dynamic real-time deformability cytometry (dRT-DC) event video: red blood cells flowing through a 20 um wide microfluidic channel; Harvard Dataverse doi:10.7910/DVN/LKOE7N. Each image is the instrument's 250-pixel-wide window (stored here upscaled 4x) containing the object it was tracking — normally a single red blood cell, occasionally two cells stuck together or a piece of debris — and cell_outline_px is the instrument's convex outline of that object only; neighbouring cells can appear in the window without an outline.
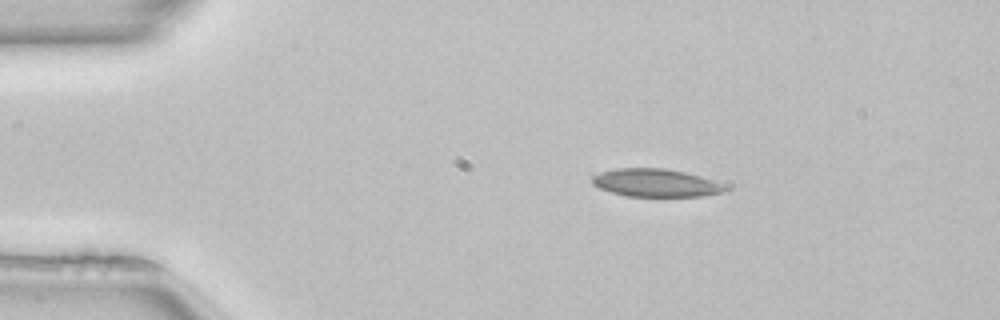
{"species": "common noctule bat (a hibernating species)", "species_latin": "Nyctalus noctula", "temperature_condition": "room temperature", "stored_images_in_passage": 43, "camera_frame_rate_fps": 3000, "um_per_image_px": 0.085, "animal": {"sex": "female", "body_mass_g": 22.7, "forearm_length_mm": 54.2}, "frame": {"image": 1, "passage_image": 1, "time_ms": 0.0, "image_size_px": [1000, 320], "cell_outline_px": [[728, 188], [724, 192], [700, 196], [628, 196], [612, 192], [600, 188], [592, 184], [592, 176], [600, 172], [616, 168], [664, 168], [684, 172], [700, 176], [724, 184]], "centroid_in_image_um": [55.73, 15.54], "position_along_channel_um": 29.3, "area_um2": 21.5}}
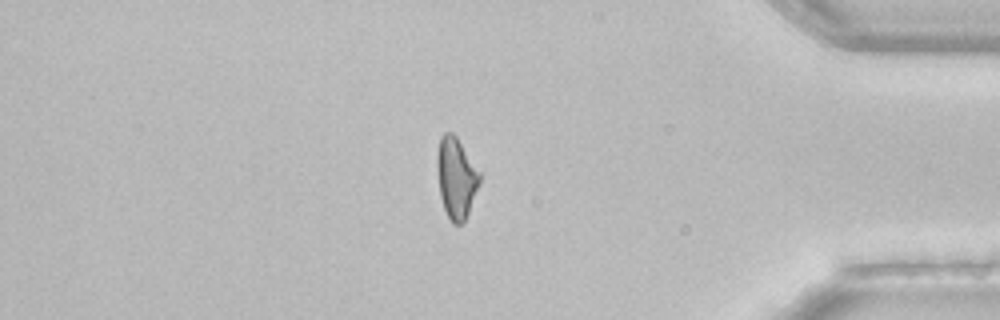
{"frame": {"image": 2, "passage_image": 35, "time_ms": 11.333, "image_size_px": [1000, 320], "cell_outline_px": [[480, 184], [468, 212], [464, 220], [460, 224], [452, 224], [444, 208], [440, 196], [436, 168], [436, 152], [440, 136], [444, 132], [452, 132], [456, 136], [480, 172]], "centroid_in_image_um": [38.75, 15.08], "position_along_channel_um": 396.5, "area_um2": 20.11}, "authors_computed_cell_mechanics": {"area_um2": 20.7502, "velocity_mm_per_s": 4.0305, "shape_relaxation_time_tau1_ms": null, "shape_relaxation_time_tau2_ms": 4.8817, "deformation_change_tau1": null, "deformation_change_tau2": 0.1313}}